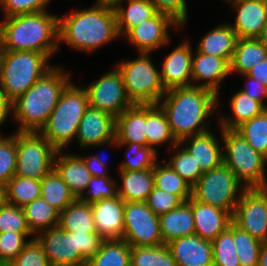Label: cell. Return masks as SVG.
I'll list each match as a JSON object with an SVG mask.
<instances>
[{
	"mask_svg": "<svg viewBox=\"0 0 267 266\" xmlns=\"http://www.w3.org/2000/svg\"><path fill=\"white\" fill-rule=\"evenodd\" d=\"M41 197L59 212L78 199L54 168L41 179Z\"/></svg>",
	"mask_w": 267,
	"mask_h": 266,
	"instance_id": "e575fe53",
	"label": "cell"
},
{
	"mask_svg": "<svg viewBox=\"0 0 267 266\" xmlns=\"http://www.w3.org/2000/svg\"><path fill=\"white\" fill-rule=\"evenodd\" d=\"M195 50L192 56L191 85L209 89L218 95L220 82L230 75V64L224 58Z\"/></svg>",
	"mask_w": 267,
	"mask_h": 266,
	"instance_id": "e0dca14e",
	"label": "cell"
},
{
	"mask_svg": "<svg viewBox=\"0 0 267 266\" xmlns=\"http://www.w3.org/2000/svg\"><path fill=\"white\" fill-rule=\"evenodd\" d=\"M53 66L23 95L11 103V116L17 121V132H40L71 82L70 72Z\"/></svg>",
	"mask_w": 267,
	"mask_h": 266,
	"instance_id": "3957f363",
	"label": "cell"
},
{
	"mask_svg": "<svg viewBox=\"0 0 267 266\" xmlns=\"http://www.w3.org/2000/svg\"><path fill=\"white\" fill-rule=\"evenodd\" d=\"M72 83L63 90L47 123L40 130L56 150H63L75 139L80 121L89 107L85 88Z\"/></svg>",
	"mask_w": 267,
	"mask_h": 266,
	"instance_id": "5b68a950",
	"label": "cell"
},
{
	"mask_svg": "<svg viewBox=\"0 0 267 266\" xmlns=\"http://www.w3.org/2000/svg\"><path fill=\"white\" fill-rule=\"evenodd\" d=\"M48 11L6 17L0 36L7 51H36L49 58L59 50L58 15Z\"/></svg>",
	"mask_w": 267,
	"mask_h": 266,
	"instance_id": "277c9868",
	"label": "cell"
},
{
	"mask_svg": "<svg viewBox=\"0 0 267 266\" xmlns=\"http://www.w3.org/2000/svg\"><path fill=\"white\" fill-rule=\"evenodd\" d=\"M157 12L169 15L180 27L186 24L187 3L186 0H150Z\"/></svg>",
	"mask_w": 267,
	"mask_h": 266,
	"instance_id": "f5cc1de1",
	"label": "cell"
},
{
	"mask_svg": "<svg viewBox=\"0 0 267 266\" xmlns=\"http://www.w3.org/2000/svg\"><path fill=\"white\" fill-rule=\"evenodd\" d=\"M115 137L119 143L147 145L146 105L133 104L115 117Z\"/></svg>",
	"mask_w": 267,
	"mask_h": 266,
	"instance_id": "cb8c5ba5",
	"label": "cell"
},
{
	"mask_svg": "<svg viewBox=\"0 0 267 266\" xmlns=\"http://www.w3.org/2000/svg\"><path fill=\"white\" fill-rule=\"evenodd\" d=\"M180 25L169 15L157 12L153 17L133 27L124 37L139 53H151L169 43L168 29Z\"/></svg>",
	"mask_w": 267,
	"mask_h": 266,
	"instance_id": "2e32d148",
	"label": "cell"
},
{
	"mask_svg": "<svg viewBox=\"0 0 267 266\" xmlns=\"http://www.w3.org/2000/svg\"><path fill=\"white\" fill-rule=\"evenodd\" d=\"M121 186L118 196L125 202H145L154 188L153 169L141 171L119 170Z\"/></svg>",
	"mask_w": 267,
	"mask_h": 266,
	"instance_id": "83f0119b",
	"label": "cell"
},
{
	"mask_svg": "<svg viewBox=\"0 0 267 266\" xmlns=\"http://www.w3.org/2000/svg\"><path fill=\"white\" fill-rule=\"evenodd\" d=\"M30 236L35 238L32 233H0V266H7L13 261L29 242L26 239Z\"/></svg>",
	"mask_w": 267,
	"mask_h": 266,
	"instance_id": "bcb514c9",
	"label": "cell"
},
{
	"mask_svg": "<svg viewBox=\"0 0 267 266\" xmlns=\"http://www.w3.org/2000/svg\"><path fill=\"white\" fill-rule=\"evenodd\" d=\"M245 189L231 169L222 163L202 174L192 186V197L201 203L225 210L232 216Z\"/></svg>",
	"mask_w": 267,
	"mask_h": 266,
	"instance_id": "9c48e42d",
	"label": "cell"
},
{
	"mask_svg": "<svg viewBox=\"0 0 267 266\" xmlns=\"http://www.w3.org/2000/svg\"><path fill=\"white\" fill-rule=\"evenodd\" d=\"M218 97L209 89L190 85L166 90L158 105L165 112L171 132L179 142L210 131L205 120L215 113Z\"/></svg>",
	"mask_w": 267,
	"mask_h": 266,
	"instance_id": "6da1fadb",
	"label": "cell"
},
{
	"mask_svg": "<svg viewBox=\"0 0 267 266\" xmlns=\"http://www.w3.org/2000/svg\"><path fill=\"white\" fill-rule=\"evenodd\" d=\"M51 0H0L4 18L21 14L47 11Z\"/></svg>",
	"mask_w": 267,
	"mask_h": 266,
	"instance_id": "f907efd6",
	"label": "cell"
},
{
	"mask_svg": "<svg viewBox=\"0 0 267 266\" xmlns=\"http://www.w3.org/2000/svg\"><path fill=\"white\" fill-rule=\"evenodd\" d=\"M118 183L111 179V176L95 177L93 176L85 192L78 198L80 201L91 204L102 199L118 196ZM86 191L88 195L85 196ZM84 195V196H83Z\"/></svg>",
	"mask_w": 267,
	"mask_h": 266,
	"instance_id": "7dc6e473",
	"label": "cell"
},
{
	"mask_svg": "<svg viewBox=\"0 0 267 266\" xmlns=\"http://www.w3.org/2000/svg\"><path fill=\"white\" fill-rule=\"evenodd\" d=\"M23 210L28 228L34 236L59 224L60 212L42 197L25 205Z\"/></svg>",
	"mask_w": 267,
	"mask_h": 266,
	"instance_id": "836d02e7",
	"label": "cell"
},
{
	"mask_svg": "<svg viewBox=\"0 0 267 266\" xmlns=\"http://www.w3.org/2000/svg\"><path fill=\"white\" fill-rule=\"evenodd\" d=\"M6 203L5 187L0 186V208Z\"/></svg>",
	"mask_w": 267,
	"mask_h": 266,
	"instance_id": "e7e4bbea",
	"label": "cell"
},
{
	"mask_svg": "<svg viewBox=\"0 0 267 266\" xmlns=\"http://www.w3.org/2000/svg\"><path fill=\"white\" fill-rule=\"evenodd\" d=\"M223 146V163L246 188H266L267 158L257 152L238 132L219 128Z\"/></svg>",
	"mask_w": 267,
	"mask_h": 266,
	"instance_id": "8992f818",
	"label": "cell"
},
{
	"mask_svg": "<svg viewBox=\"0 0 267 266\" xmlns=\"http://www.w3.org/2000/svg\"><path fill=\"white\" fill-rule=\"evenodd\" d=\"M233 240L241 266H258L262 241L253 237L233 223Z\"/></svg>",
	"mask_w": 267,
	"mask_h": 266,
	"instance_id": "7bdbcfd3",
	"label": "cell"
},
{
	"mask_svg": "<svg viewBox=\"0 0 267 266\" xmlns=\"http://www.w3.org/2000/svg\"><path fill=\"white\" fill-rule=\"evenodd\" d=\"M80 157L83 159L88 171L92 176L95 177L108 176L107 166L103 165L102 162H100V160H98V158L94 156V154L89 156L86 155L80 156Z\"/></svg>",
	"mask_w": 267,
	"mask_h": 266,
	"instance_id": "9f6ffc18",
	"label": "cell"
},
{
	"mask_svg": "<svg viewBox=\"0 0 267 266\" xmlns=\"http://www.w3.org/2000/svg\"><path fill=\"white\" fill-rule=\"evenodd\" d=\"M83 87L90 107L106 111L114 117L133 105L127 97L123 78L117 67Z\"/></svg>",
	"mask_w": 267,
	"mask_h": 266,
	"instance_id": "4fadbf2b",
	"label": "cell"
},
{
	"mask_svg": "<svg viewBox=\"0 0 267 266\" xmlns=\"http://www.w3.org/2000/svg\"><path fill=\"white\" fill-rule=\"evenodd\" d=\"M90 205L97 233L104 240L122 239L125 201L116 196Z\"/></svg>",
	"mask_w": 267,
	"mask_h": 266,
	"instance_id": "ac0fdd59",
	"label": "cell"
},
{
	"mask_svg": "<svg viewBox=\"0 0 267 266\" xmlns=\"http://www.w3.org/2000/svg\"><path fill=\"white\" fill-rule=\"evenodd\" d=\"M127 0H96L95 3L102 5L104 7L115 9L119 4Z\"/></svg>",
	"mask_w": 267,
	"mask_h": 266,
	"instance_id": "94428289",
	"label": "cell"
},
{
	"mask_svg": "<svg viewBox=\"0 0 267 266\" xmlns=\"http://www.w3.org/2000/svg\"><path fill=\"white\" fill-rule=\"evenodd\" d=\"M229 104L234 117L225 118L221 115L218 119L219 127L228 130H235L243 122L260 115L266 109L259 101L240 90L232 95Z\"/></svg>",
	"mask_w": 267,
	"mask_h": 266,
	"instance_id": "d6a6232c",
	"label": "cell"
},
{
	"mask_svg": "<svg viewBox=\"0 0 267 266\" xmlns=\"http://www.w3.org/2000/svg\"><path fill=\"white\" fill-rule=\"evenodd\" d=\"M131 246L123 239L104 240L86 266H131Z\"/></svg>",
	"mask_w": 267,
	"mask_h": 266,
	"instance_id": "d590c367",
	"label": "cell"
},
{
	"mask_svg": "<svg viewBox=\"0 0 267 266\" xmlns=\"http://www.w3.org/2000/svg\"><path fill=\"white\" fill-rule=\"evenodd\" d=\"M145 202L157 216L165 214L183 203L177 195L165 192L155 186Z\"/></svg>",
	"mask_w": 267,
	"mask_h": 266,
	"instance_id": "816d5d0a",
	"label": "cell"
},
{
	"mask_svg": "<svg viewBox=\"0 0 267 266\" xmlns=\"http://www.w3.org/2000/svg\"><path fill=\"white\" fill-rule=\"evenodd\" d=\"M75 139L83 149L106 145L119 148L115 137V117L89 106L80 121Z\"/></svg>",
	"mask_w": 267,
	"mask_h": 266,
	"instance_id": "9a60e30c",
	"label": "cell"
},
{
	"mask_svg": "<svg viewBox=\"0 0 267 266\" xmlns=\"http://www.w3.org/2000/svg\"><path fill=\"white\" fill-rule=\"evenodd\" d=\"M41 244L50 266H86L87 260L77 249L76 235L59 226L35 236Z\"/></svg>",
	"mask_w": 267,
	"mask_h": 266,
	"instance_id": "5bb4252c",
	"label": "cell"
},
{
	"mask_svg": "<svg viewBox=\"0 0 267 266\" xmlns=\"http://www.w3.org/2000/svg\"><path fill=\"white\" fill-rule=\"evenodd\" d=\"M94 156H95L96 158H98V160H100V162H102L103 165L107 166V163L105 162L106 159L104 160L105 157L103 158V157H101L100 155H99V156H98V155H94Z\"/></svg>",
	"mask_w": 267,
	"mask_h": 266,
	"instance_id": "03108f58",
	"label": "cell"
},
{
	"mask_svg": "<svg viewBox=\"0 0 267 266\" xmlns=\"http://www.w3.org/2000/svg\"><path fill=\"white\" fill-rule=\"evenodd\" d=\"M6 52H7V49L4 47L3 41L0 36V79L2 76V72H3V64H4Z\"/></svg>",
	"mask_w": 267,
	"mask_h": 266,
	"instance_id": "6125c7cd",
	"label": "cell"
},
{
	"mask_svg": "<svg viewBox=\"0 0 267 266\" xmlns=\"http://www.w3.org/2000/svg\"><path fill=\"white\" fill-rule=\"evenodd\" d=\"M31 233L28 228L23 207L5 203L0 208V233Z\"/></svg>",
	"mask_w": 267,
	"mask_h": 266,
	"instance_id": "c3c4849f",
	"label": "cell"
},
{
	"mask_svg": "<svg viewBox=\"0 0 267 266\" xmlns=\"http://www.w3.org/2000/svg\"><path fill=\"white\" fill-rule=\"evenodd\" d=\"M177 266H213L212 241L193 234L166 244Z\"/></svg>",
	"mask_w": 267,
	"mask_h": 266,
	"instance_id": "44dd1931",
	"label": "cell"
},
{
	"mask_svg": "<svg viewBox=\"0 0 267 266\" xmlns=\"http://www.w3.org/2000/svg\"><path fill=\"white\" fill-rule=\"evenodd\" d=\"M58 226L71 233H97L91 205L79 199L60 212Z\"/></svg>",
	"mask_w": 267,
	"mask_h": 266,
	"instance_id": "1f68e13d",
	"label": "cell"
},
{
	"mask_svg": "<svg viewBox=\"0 0 267 266\" xmlns=\"http://www.w3.org/2000/svg\"><path fill=\"white\" fill-rule=\"evenodd\" d=\"M11 114V102L7 99L5 92L0 88V125L6 122Z\"/></svg>",
	"mask_w": 267,
	"mask_h": 266,
	"instance_id": "680465c9",
	"label": "cell"
},
{
	"mask_svg": "<svg viewBox=\"0 0 267 266\" xmlns=\"http://www.w3.org/2000/svg\"><path fill=\"white\" fill-rule=\"evenodd\" d=\"M232 222L263 243L267 242V187L246 188L235 207Z\"/></svg>",
	"mask_w": 267,
	"mask_h": 266,
	"instance_id": "7c38bea8",
	"label": "cell"
},
{
	"mask_svg": "<svg viewBox=\"0 0 267 266\" xmlns=\"http://www.w3.org/2000/svg\"><path fill=\"white\" fill-rule=\"evenodd\" d=\"M235 7L236 17L230 26L238 38H259L267 23V3L258 0H225Z\"/></svg>",
	"mask_w": 267,
	"mask_h": 266,
	"instance_id": "d6986e66",
	"label": "cell"
},
{
	"mask_svg": "<svg viewBox=\"0 0 267 266\" xmlns=\"http://www.w3.org/2000/svg\"><path fill=\"white\" fill-rule=\"evenodd\" d=\"M16 173L41 180L54 168L57 150L40 132L16 131Z\"/></svg>",
	"mask_w": 267,
	"mask_h": 266,
	"instance_id": "30bf717a",
	"label": "cell"
},
{
	"mask_svg": "<svg viewBox=\"0 0 267 266\" xmlns=\"http://www.w3.org/2000/svg\"><path fill=\"white\" fill-rule=\"evenodd\" d=\"M258 266H267V242L260 248Z\"/></svg>",
	"mask_w": 267,
	"mask_h": 266,
	"instance_id": "91938a15",
	"label": "cell"
},
{
	"mask_svg": "<svg viewBox=\"0 0 267 266\" xmlns=\"http://www.w3.org/2000/svg\"><path fill=\"white\" fill-rule=\"evenodd\" d=\"M167 164L191 186H193L203 174L199 165L196 164L194 158L185 148L178 149V151L176 149V152Z\"/></svg>",
	"mask_w": 267,
	"mask_h": 266,
	"instance_id": "f6af8a7d",
	"label": "cell"
},
{
	"mask_svg": "<svg viewBox=\"0 0 267 266\" xmlns=\"http://www.w3.org/2000/svg\"><path fill=\"white\" fill-rule=\"evenodd\" d=\"M119 36L112 8L97 3L58 17V41L78 51L93 52Z\"/></svg>",
	"mask_w": 267,
	"mask_h": 266,
	"instance_id": "7a4b0ae2",
	"label": "cell"
},
{
	"mask_svg": "<svg viewBox=\"0 0 267 266\" xmlns=\"http://www.w3.org/2000/svg\"><path fill=\"white\" fill-rule=\"evenodd\" d=\"M237 39L238 37L230 24L222 23L207 32L199 41L196 49L201 53L224 58L230 64Z\"/></svg>",
	"mask_w": 267,
	"mask_h": 266,
	"instance_id": "4316f807",
	"label": "cell"
},
{
	"mask_svg": "<svg viewBox=\"0 0 267 266\" xmlns=\"http://www.w3.org/2000/svg\"><path fill=\"white\" fill-rule=\"evenodd\" d=\"M233 240V222L212 241L213 266H241Z\"/></svg>",
	"mask_w": 267,
	"mask_h": 266,
	"instance_id": "b9f144b4",
	"label": "cell"
},
{
	"mask_svg": "<svg viewBox=\"0 0 267 266\" xmlns=\"http://www.w3.org/2000/svg\"><path fill=\"white\" fill-rule=\"evenodd\" d=\"M216 138L211 131H208L183 138L178 142V147L185 146L204 173L223 163V147L220 145L222 140Z\"/></svg>",
	"mask_w": 267,
	"mask_h": 266,
	"instance_id": "7402d4cb",
	"label": "cell"
},
{
	"mask_svg": "<svg viewBox=\"0 0 267 266\" xmlns=\"http://www.w3.org/2000/svg\"><path fill=\"white\" fill-rule=\"evenodd\" d=\"M16 132L9 137L0 134V186H6L16 173Z\"/></svg>",
	"mask_w": 267,
	"mask_h": 266,
	"instance_id": "ee69618b",
	"label": "cell"
},
{
	"mask_svg": "<svg viewBox=\"0 0 267 266\" xmlns=\"http://www.w3.org/2000/svg\"><path fill=\"white\" fill-rule=\"evenodd\" d=\"M159 225L164 244L180 237L193 235L195 223L190 199L181 203L177 208L160 215Z\"/></svg>",
	"mask_w": 267,
	"mask_h": 266,
	"instance_id": "484cf974",
	"label": "cell"
},
{
	"mask_svg": "<svg viewBox=\"0 0 267 266\" xmlns=\"http://www.w3.org/2000/svg\"><path fill=\"white\" fill-rule=\"evenodd\" d=\"M192 47L185 41L166 56L160 71L163 87L168 90L191 85Z\"/></svg>",
	"mask_w": 267,
	"mask_h": 266,
	"instance_id": "ffe728a7",
	"label": "cell"
},
{
	"mask_svg": "<svg viewBox=\"0 0 267 266\" xmlns=\"http://www.w3.org/2000/svg\"><path fill=\"white\" fill-rule=\"evenodd\" d=\"M258 39L267 48V23L264 26L263 31Z\"/></svg>",
	"mask_w": 267,
	"mask_h": 266,
	"instance_id": "be15d7a7",
	"label": "cell"
},
{
	"mask_svg": "<svg viewBox=\"0 0 267 266\" xmlns=\"http://www.w3.org/2000/svg\"><path fill=\"white\" fill-rule=\"evenodd\" d=\"M235 131L267 158V109L260 115L243 122Z\"/></svg>",
	"mask_w": 267,
	"mask_h": 266,
	"instance_id": "60d3db41",
	"label": "cell"
},
{
	"mask_svg": "<svg viewBox=\"0 0 267 266\" xmlns=\"http://www.w3.org/2000/svg\"><path fill=\"white\" fill-rule=\"evenodd\" d=\"M149 55L150 53H140L136 60L120 62L116 66L132 104H158L166 93L160 79V70L154 66Z\"/></svg>",
	"mask_w": 267,
	"mask_h": 266,
	"instance_id": "ba28073f",
	"label": "cell"
},
{
	"mask_svg": "<svg viewBox=\"0 0 267 266\" xmlns=\"http://www.w3.org/2000/svg\"><path fill=\"white\" fill-rule=\"evenodd\" d=\"M126 146L125 160L120 163L119 170L141 171L153 169L158 161V151L152 147L137 143H119L118 147Z\"/></svg>",
	"mask_w": 267,
	"mask_h": 266,
	"instance_id": "ab89813d",
	"label": "cell"
},
{
	"mask_svg": "<svg viewBox=\"0 0 267 266\" xmlns=\"http://www.w3.org/2000/svg\"><path fill=\"white\" fill-rule=\"evenodd\" d=\"M114 10L119 36H125L133 27L157 13L150 0H128L126 7L121 3Z\"/></svg>",
	"mask_w": 267,
	"mask_h": 266,
	"instance_id": "4dcf8cb0",
	"label": "cell"
},
{
	"mask_svg": "<svg viewBox=\"0 0 267 266\" xmlns=\"http://www.w3.org/2000/svg\"><path fill=\"white\" fill-rule=\"evenodd\" d=\"M258 1H261V2H265V3H267V0H258Z\"/></svg>",
	"mask_w": 267,
	"mask_h": 266,
	"instance_id": "003e7915",
	"label": "cell"
},
{
	"mask_svg": "<svg viewBox=\"0 0 267 266\" xmlns=\"http://www.w3.org/2000/svg\"><path fill=\"white\" fill-rule=\"evenodd\" d=\"M146 136L147 146L157 151L158 147L169 142L173 149H178V141L173 136L167 116L158 104L146 105ZM158 146L157 148H155Z\"/></svg>",
	"mask_w": 267,
	"mask_h": 266,
	"instance_id": "f1b7e54d",
	"label": "cell"
},
{
	"mask_svg": "<svg viewBox=\"0 0 267 266\" xmlns=\"http://www.w3.org/2000/svg\"><path fill=\"white\" fill-rule=\"evenodd\" d=\"M153 175L156 188L177 195L183 202L192 197V186L167 163L162 166L157 161Z\"/></svg>",
	"mask_w": 267,
	"mask_h": 266,
	"instance_id": "74e56055",
	"label": "cell"
},
{
	"mask_svg": "<svg viewBox=\"0 0 267 266\" xmlns=\"http://www.w3.org/2000/svg\"><path fill=\"white\" fill-rule=\"evenodd\" d=\"M195 223V233L202 239L213 241L232 222V216L225 210L190 198Z\"/></svg>",
	"mask_w": 267,
	"mask_h": 266,
	"instance_id": "603a6c76",
	"label": "cell"
},
{
	"mask_svg": "<svg viewBox=\"0 0 267 266\" xmlns=\"http://www.w3.org/2000/svg\"><path fill=\"white\" fill-rule=\"evenodd\" d=\"M54 169L77 198L84 193L93 177L80 155L66 154L63 150H57L55 154Z\"/></svg>",
	"mask_w": 267,
	"mask_h": 266,
	"instance_id": "d4e9b609",
	"label": "cell"
},
{
	"mask_svg": "<svg viewBox=\"0 0 267 266\" xmlns=\"http://www.w3.org/2000/svg\"><path fill=\"white\" fill-rule=\"evenodd\" d=\"M6 202L24 207L41 197V180L14 175L5 186Z\"/></svg>",
	"mask_w": 267,
	"mask_h": 266,
	"instance_id": "8d00e7d4",
	"label": "cell"
},
{
	"mask_svg": "<svg viewBox=\"0 0 267 266\" xmlns=\"http://www.w3.org/2000/svg\"><path fill=\"white\" fill-rule=\"evenodd\" d=\"M7 266H50V264L41 244L36 238H32Z\"/></svg>",
	"mask_w": 267,
	"mask_h": 266,
	"instance_id": "681fc988",
	"label": "cell"
},
{
	"mask_svg": "<svg viewBox=\"0 0 267 266\" xmlns=\"http://www.w3.org/2000/svg\"><path fill=\"white\" fill-rule=\"evenodd\" d=\"M130 246H159L164 244L159 216L146 202H125L123 236Z\"/></svg>",
	"mask_w": 267,
	"mask_h": 266,
	"instance_id": "8fae6325",
	"label": "cell"
},
{
	"mask_svg": "<svg viewBox=\"0 0 267 266\" xmlns=\"http://www.w3.org/2000/svg\"><path fill=\"white\" fill-rule=\"evenodd\" d=\"M131 266H177L166 244L159 246H131Z\"/></svg>",
	"mask_w": 267,
	"mask_h": 266,
	"instance_id": "f35d334b",
	"label": "cell"
},
{
	"mask_svg": "<svg viewBox=\"0 0 267 266\" xmlns=\"http://www.w3.org/2000/svg\"><path fill=\"white\" fill-rule=\"evenodd\" d=\"M49 57L36 51H7L0 79V88L12 103L23 95L53 66Z\"/></svg>",
	"mask_w": 267,
	"mask_h": 266,
	"instance_id": "52a82bcc",
	"label": "cell"
},
{
	"mask_svg": "<svg viewBox=\"0 0 267 266\" xmlns=\"http://www.w3.org/2000/svg\"><path fill=\"white\" fill-rule=\"evenodd\" d=\"M243 76V78L246 79V82L245 87L240 89V91L249 95L252 99L259 101L267 109V104H265L264 101V99L266 100L267 98V87L247 74H243Z\"/></svg>",
	"mask_w": 267,
	"mask_h": 266,
	"instance_id": "11a10c76",
	"label": "cell"
},
{
	"mask_svg": "<svg viewBox=\"0 0 267 266\" xmlns=\"http://www.w3.org/2000/svg\"><path fill=\"white\" fill-rule=\"evenodd\" d=\"M76 235L77 249L88 261L100 249L104 239L98 233H72Z\"/></svg>",
	"mask_w": 267,
	"mask_h": 266,
	"instance_id": "db71d44e",
	"label": "cell"
},
{
	"mask_svg": "<svg viewBox=\"0 0 267 266\" xmlns=\"http://www.w3.org/2000/svg\"><path fill=\"white\" fill-rule=\"evenodd\" d=\"M267 58V48L258 38H238L232 60L230 74L243 75Z\"/></svg>",
	"mask_w": 267,
	"mask_h": 266,
	"instance_id": "f546056e",
	"label": "cell"
},
{
	"mask_svg": "<svg viewBox=\"0 0 267 266\" xmlns=\"http://www.w3.org/2000/svg\"><path fill=\"white\" fill-rule=\"evenodd\" d=\"M248 76L255 78L267 87V58L253 66L248 72Z\"/></svg>",
	"mask_w": 267,
	"mask_h": 266,
	"instance_id": "6f0895ef",
	"label": "cell"
}]
</instances>
